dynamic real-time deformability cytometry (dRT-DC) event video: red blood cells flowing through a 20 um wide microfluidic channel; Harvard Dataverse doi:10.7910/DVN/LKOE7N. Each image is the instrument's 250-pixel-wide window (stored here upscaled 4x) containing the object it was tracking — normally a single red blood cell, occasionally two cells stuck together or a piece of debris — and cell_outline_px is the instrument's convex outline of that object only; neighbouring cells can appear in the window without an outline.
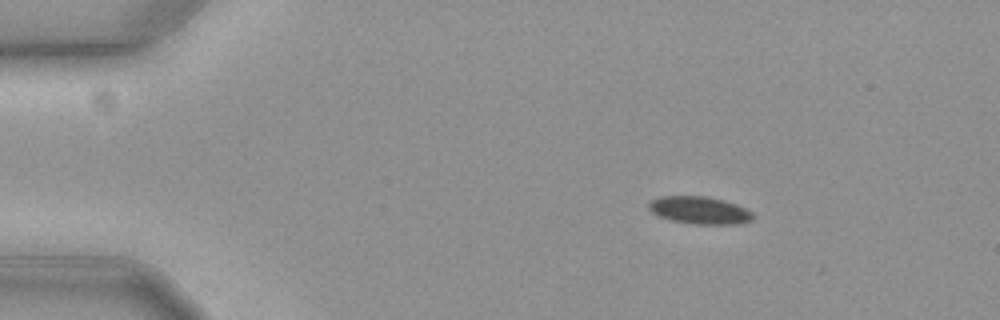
{"species": "common noctule bat (a hibernating species)", "species_latin": "Nyctalus noctula", "temperature_condition": "cold", "stored_images_in_passage": 50, "camera_frame_rate_fps": 3000, "um_per_image_px": 0.085, "animal": {"sex": "female", "body_mass_g": 19.3, "forearm_length_mm": 54.1}, "frame": {"image": 1, "passage_image": 1, "time_ms": 0.0, "image_size_px": [1000, 320], "cell_outline_px": [[752, 220], [736, 224], [696, 224], [672, 220], [660, 216], [652, 212], [648, 208], [648, 204], [652, 200], [660, 196], [708, 196], [724, 200], [736, 204], [752, 212]], "centroid_in_image_um": [59.46, 17.86], "position_along_channel_um": 25.5, "area_um2": 16.53}}
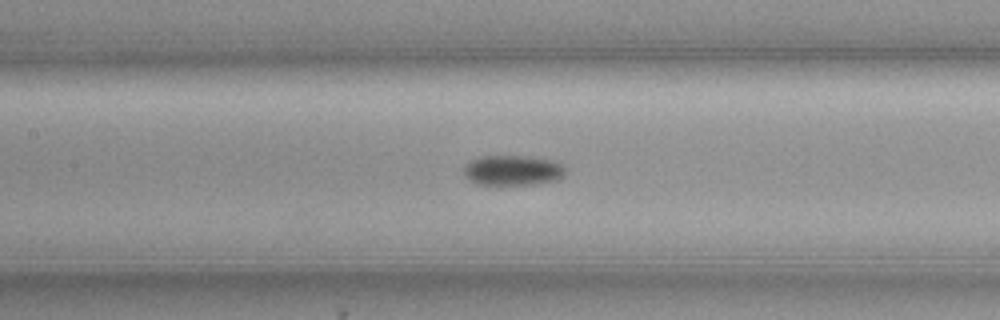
{"frame": {"image": 2, "passage_image": 19, "time_ms": 6.0, "image_size_px": [1000, 320], "cell_outline_px": [[568, 168], [564, 176], [556, 180], [532, 184], [476, 184], [468, 180], [464, 176], [464, 164], [472, 160], [484, 156], [532, 156], [556, 160]], "centroid_in_image_um": [43.63, 14.46], "position_along_channel_um": 163.8, "area_um2": 18.15}}
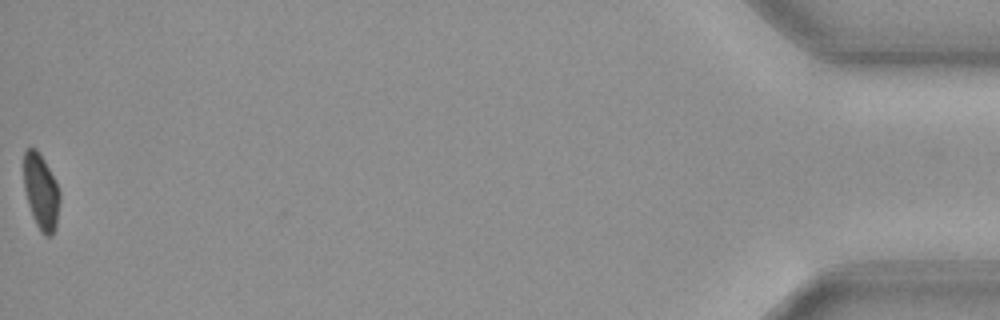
{"frame": {"image": 3, "passage_image": 50, "time_ms": 16.333, "image_size_px": [1000, 320], "cell_outline_px": [[60, 200], [56, 228], [52, 236], [44, 236], [40, 232], [32, 216], [28, 204], [24, 188], [24, 148], [36, 148], [44, 160], [60, 192]], "centroid_in_image_um": [3.48, 16.33], "position_along_channel_um": 431.7, "area_um2": 15.9}, "authors_computed_cell_mechanics": {"area_um2": 16.8487, "velocity_mm_per_s": 3.6058, "shape_relaxation_time_tau1_ms": 3.602, "shape_relaxation_time_tau2_ms": null, "deformation_change_tau1": 0.1092, "deformation_change_tau2": null}}